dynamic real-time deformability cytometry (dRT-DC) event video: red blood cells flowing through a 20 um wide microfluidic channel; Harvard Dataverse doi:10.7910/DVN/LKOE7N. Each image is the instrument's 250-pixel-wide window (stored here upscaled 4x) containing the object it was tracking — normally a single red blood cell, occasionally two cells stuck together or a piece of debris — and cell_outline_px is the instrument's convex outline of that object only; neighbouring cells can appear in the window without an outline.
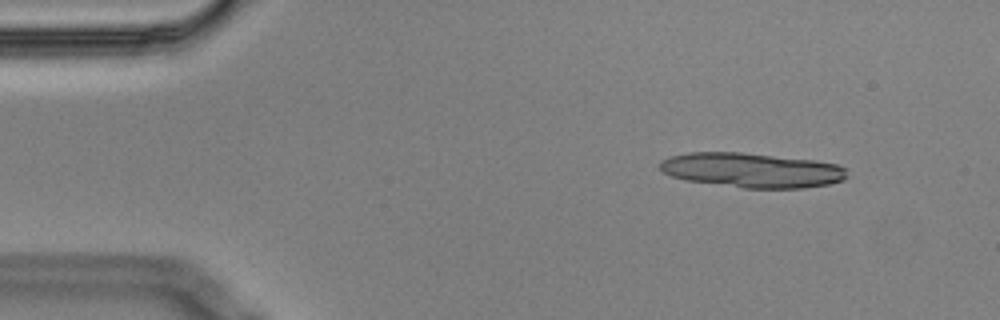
{"species": "Egyptian fruit bat (a non-hibernating species)", "species_latin": "Rousettus aegyptiacus", "temperature_condition": "cold", "stored_images_in_passage": 4, "camera_frame_rate_fps": 3000, "um_per_image_px": 0.085, "animal": {"sex": "male"}, "frame": {"image": 1, "passage_image": 1, "time_ms": 0.0, "image_size_px": [1000, 320], "cell_outline_px": [[848, 176], [844, 180], [828, 184], [804, 188], [744, 188], [688, 180], [672, 176], [664, 172], [656, 164], [660, 160], [668, 156], [688, 152], [740, 152], [816, 160], [836, 164], [844, 168]], "centroid_in_image_um": [63.88, 14.45], "position_along_channel_um": 21.1, "area_um2": 37.92}}